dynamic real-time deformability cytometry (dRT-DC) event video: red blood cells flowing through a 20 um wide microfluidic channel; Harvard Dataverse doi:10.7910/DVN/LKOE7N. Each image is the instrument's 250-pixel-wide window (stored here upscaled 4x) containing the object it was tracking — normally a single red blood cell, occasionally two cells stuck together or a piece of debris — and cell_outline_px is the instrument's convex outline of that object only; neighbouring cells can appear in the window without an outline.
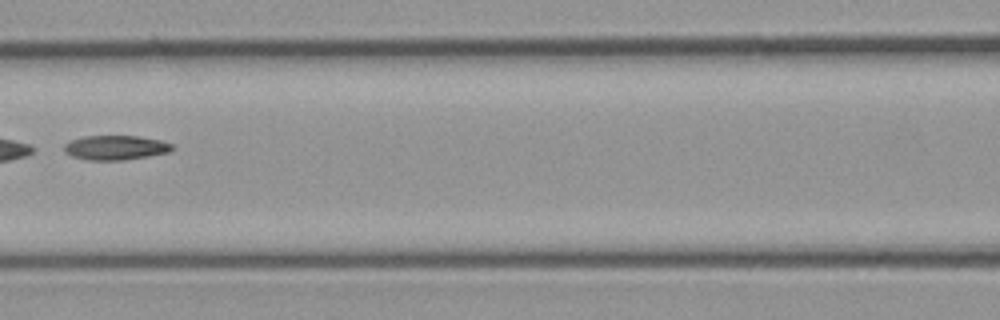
{"species": "common noctule bat (a hibernating species)", "species_latin": "Nyctalus noctula", "temperature_condition": "cold", "stored_images_in_passage": 8, "camera_frame_rate_fps": 3000, "um_per_image_px": 0.085, "animal": {"sex": "male", "body_mass_g": 23.1, "forearm_length_mm": 52.7}, "frame": {"image": 1, "passage_image": 6, "time_ms": 6.0, "image_size_px": [1000, 320], "cell_outline_px": [[176, 148], [168, 152], [148, 156], [124, 160], [88, 160], [72, 156], [64, 152], [64, 144], [72, 140], [84, 136], [136, 136], [160, 140], [172, 144]], "centroid_in_image_um": [9.82, 12.55], "position_along_channel_um": 156.8, "area_um2": 15.37}}
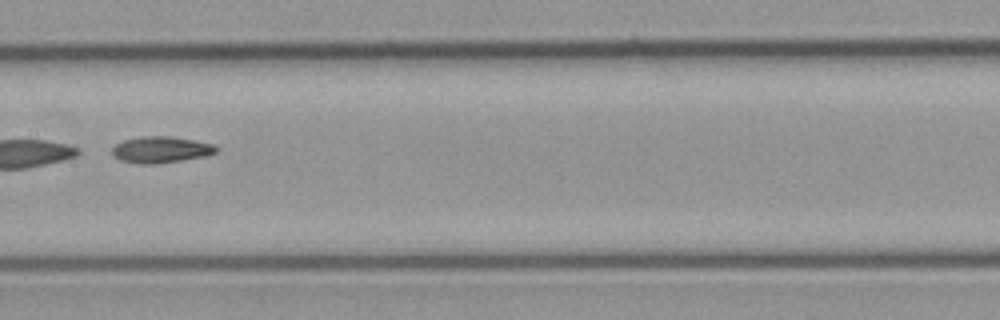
{"frame": {"image": 2, "passage_image": 7, "time_ms": 7.0, "image_size_px": [1000, 320], "cell_outline_px": [[220, 148], [216, 152], [204, 156], [156, 164], [140, 164], [120, 160], [112, 156], [112, 148], [116, 144], [124, 140], [140, 136], [172, 136], [212, 144]], "centroid_in_image_um": [13.64, 12.72], "position_along_channel_um": 193.8, "area_um2": 15.95}}
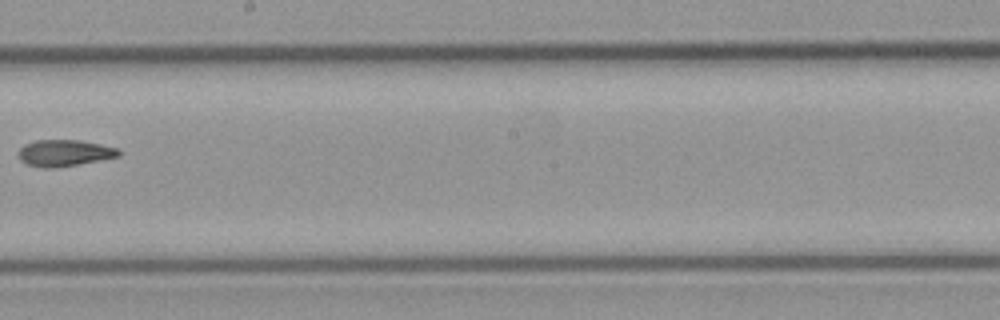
{"frame": {"image": 3, "passage_image": 8, "time_ms": 8.333, "image_size_px": [1000, 320], "cell_outline_px": [[120, 156], [76, 164], [52, 168], [44, 168], [28, 164], [20, 160], [16, 152], [24, 144], [36, 140], [80, 140], [120, 148]], "centroid_in_image_um": [5.45, 12.99], "position_along_channel_um": 242.8, "area_um2": 15.43}}